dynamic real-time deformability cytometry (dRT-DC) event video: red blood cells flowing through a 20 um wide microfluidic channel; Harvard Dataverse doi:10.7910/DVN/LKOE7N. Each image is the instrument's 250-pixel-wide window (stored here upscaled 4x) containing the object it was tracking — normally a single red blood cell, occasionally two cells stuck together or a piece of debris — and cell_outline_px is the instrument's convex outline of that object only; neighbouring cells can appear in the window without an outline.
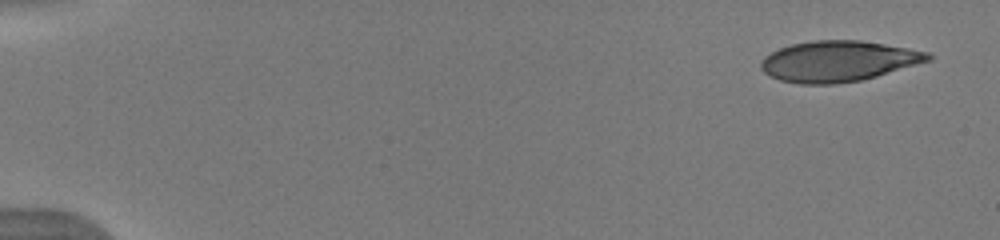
{"species": "human", "species_latin": "Homo sapiens", "temperature_condition": "warm", "stored_images_in_passage": 8, "camera_frame_rate_fps": 3000, "um_per_image_px": 0.085, "donor": {"sex": "male"}, "frame": {"image": 1, "passage_image": 1, "time_ms": 0.0, "image_size_px": [1000, 240], "cell_outline_px": [[932, 60], [876, 76], [860, 80], [836, 84], [800, 84], [780, 80], [764, 72], [760, 68], [760, 60], [764, 56], [780, 48], [792, 44], [812, 40], [860, 40], [908, 48], [928, 52], [932, 56]], "centroid_in_image_um": [71.24, 5.2], "position_along_channel_um": 13.8, "area_um2": 39.59}}
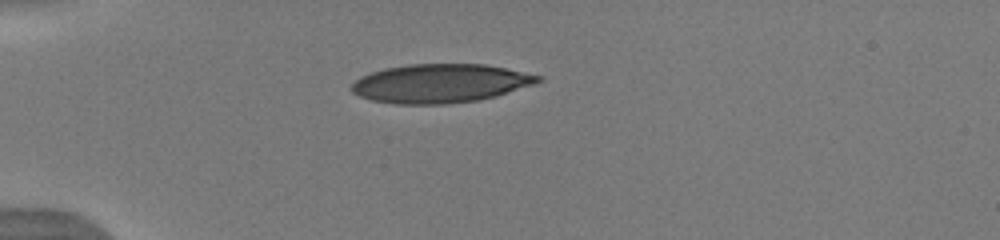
{"frame": {"image": 2, "passage_image": 6, "time_ms": 1.667, "image_size_px": [1000, 240], "cell_outline_px": [[544, 80], [536, 84], [496, 96], [476, 100], [444, 104], [396, 104], [372, 100], [360, 96], [352, 92], [348, 88], [360, 76], [384, 68], [408, 64], [484, 64], [544, 76]], "centroid_in_image_um": [37.43, 7.08], "position_along_channel_um": 47.6, "area_um2": 42.25}}